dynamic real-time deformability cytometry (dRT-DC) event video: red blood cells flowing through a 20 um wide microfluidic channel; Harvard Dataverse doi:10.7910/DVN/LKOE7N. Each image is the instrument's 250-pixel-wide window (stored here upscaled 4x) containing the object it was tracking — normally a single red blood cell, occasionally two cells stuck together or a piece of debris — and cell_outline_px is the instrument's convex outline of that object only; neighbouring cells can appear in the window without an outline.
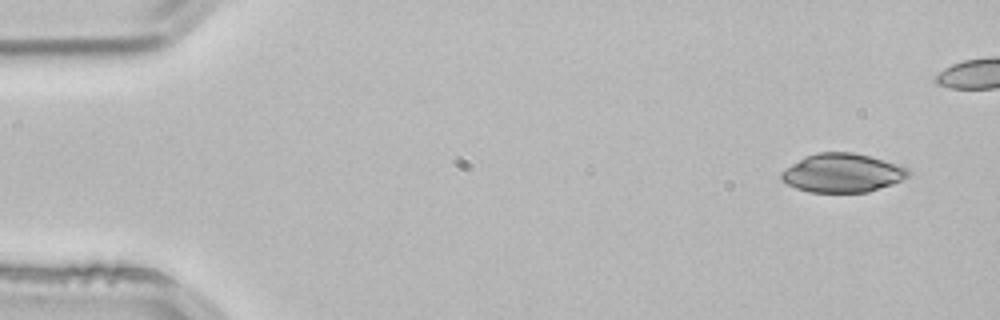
{"species": "common noctule bat (a hibernating species)", "species_latin": "Nyctalus noctula", "temperature_condition": "room temperature", "stored_images_in_passage": 4, "segment_of_instrument_passage": [2, 2], "camera_frame_rate_fps": 3000, "um_per_image_px": 0.085, "animal": {"sex": "male", "body_mass_g": 21.5, "forearm_length_mm": 52.0}, "frame": {"image": 1, "passage_image": 4, "time_ms": 1.0, "image_size_px": [1000, 320], "cell_outline_px": [[912, 172], [908, 176], [892, 184], [868, 192], [808, 192], [796, 188], [780, 180], [780, 172], [804, 156], [816, 152], [852, 152], [900, 164], [908, 168]], "centroid_in_image_um": [71.59, 14.7], "position_along_channel_um": 13.4, "area_um2": 28.78}}